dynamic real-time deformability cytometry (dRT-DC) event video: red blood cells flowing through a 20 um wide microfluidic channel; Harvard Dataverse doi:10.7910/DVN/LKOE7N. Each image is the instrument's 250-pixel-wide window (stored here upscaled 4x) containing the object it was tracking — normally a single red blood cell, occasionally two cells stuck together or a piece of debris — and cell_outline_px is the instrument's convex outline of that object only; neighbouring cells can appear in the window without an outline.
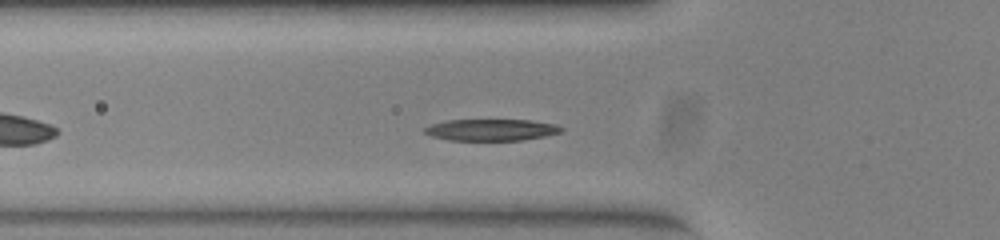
{"species": "common noctule bat (a hibernating species)", "species_latin": "Nyctalus noctula", "temperature_condition": "warm", "stored_images_in_passage": 32, "camera_frame_rate_fps": 3000, "um_per_image_px": 0.085, "animal": {"sex": "female", "body_mass_g": 23.0, "forearm_length_mm": 53.4}, "frame": {"image": 1, "passage_image": 8, "time_ms": 2.333, "image_size_px": [1000, 240], "cell_outline_px": [[564, 132], [524, 140], [448, 140], [432, 136], [424, 132], [424, 128], [432, 124], [448, 120], [532, 120], [556, 124], [564, 128]], "centroid_in_image_um": [41.82, 11.03], "position_along_channel_um": 84.0, "area_um2": 17.22}}
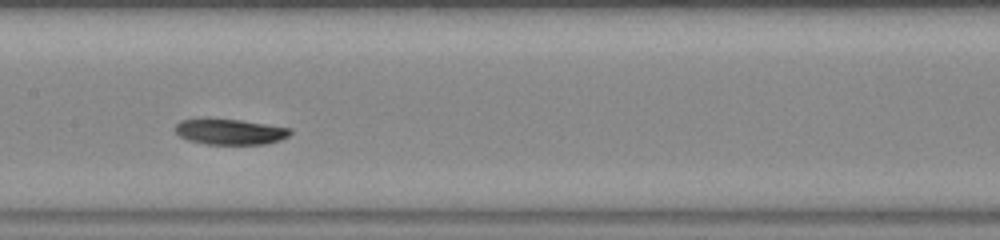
{"frame": {"image": 2, "passage_image": 16, "time_ms": 5.0, "image_size_px": [1000, 240], "cell_outline_px": [[292, 132], [288, 136], [280, 140], [264, 144], [208, 144], [188, 140], [180, 136], [176, 132], [176, 124], [180, 120], [208, 116], [240, 120], [292, 128]], "centroid_in_image_um": [19.52, 11.16], "position_along_channel_um": 187.9, "area_um2": 17.63}}
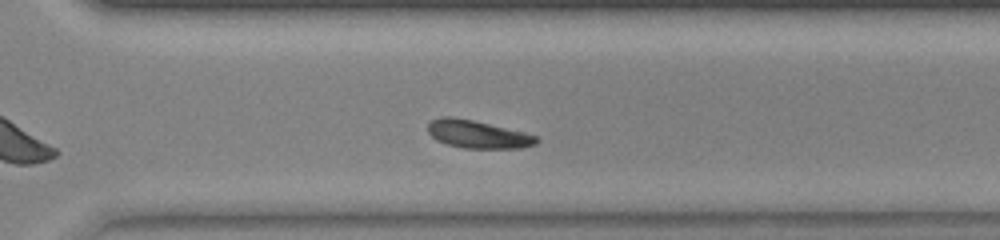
{"frame": {"image": 3, "passage_image": 27, "time_ms": 8.667, "image_size_px": [1000, 240], "cell_outline_px": [[540, 140], [536, 144], [520, 148], [464, 148], [448, 144], [436, 140], [428, 132], [428, 124], [432, 120], [440, 116], [452, 116], [472, 120], [524, 132], [536, 136]], "centroid_in_image_um": [40.59, 11.41], "position_along_channel_um": 330.0, "area_um2": 17.51}, "authors_computed_cell_mechanics": {"area_um2": 17.8024, "velocity_mm_per_s": 3.8864, "shape_relaxation_time_tau1_ms": 2.5215, "shape_relaxation_time_tau2_ms": null, "deformation_change_tau1": 0.1594, "deformation_change_tau2": null}}